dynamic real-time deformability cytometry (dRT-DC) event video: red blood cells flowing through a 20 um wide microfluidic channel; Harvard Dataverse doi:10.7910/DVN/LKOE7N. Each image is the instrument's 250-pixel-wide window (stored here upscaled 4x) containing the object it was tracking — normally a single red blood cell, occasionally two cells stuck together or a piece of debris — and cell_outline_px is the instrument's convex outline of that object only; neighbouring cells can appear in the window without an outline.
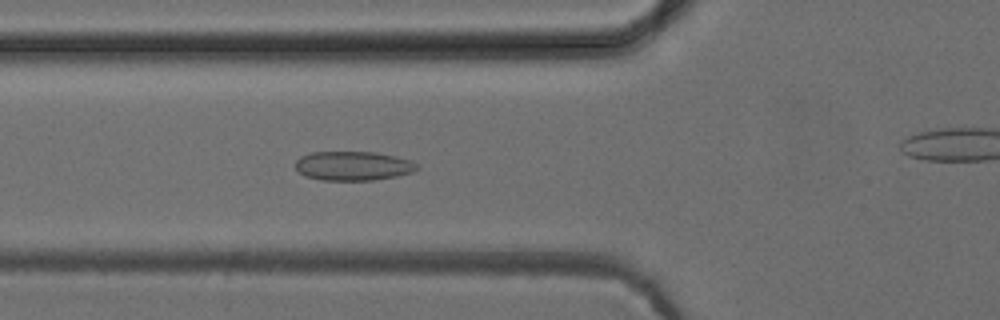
{"species": "common noctule bat (a hibernating species)", "species_latin": "Nyctalus noctula", "temperature_condition": "cold", "stored_images_in_passage": 52, "camera_frame_rate_fps": 3000, "um_per_image_px": 0.085, "animal": {"sex": "female", "body_mass_g": 24.6, "forearm_length_mm": 56.2}, "frame": {"image": 1, "passage_image": 18, "time_ms": 5.667, "image_size_px": [1000, 320], "cell_outline_px": [[420, 168], [412, 172], [396, 176], [372, 180], [320, 180], [304, 176], [296, 168], [296, 160], [300, 156], [312, 152], [376, 152], [396, 156], [412, 160]], "centroid_in_image_um": [30.02, 14.09], "position_along_channel_um": 95.8, "area_um2": 20.75}}
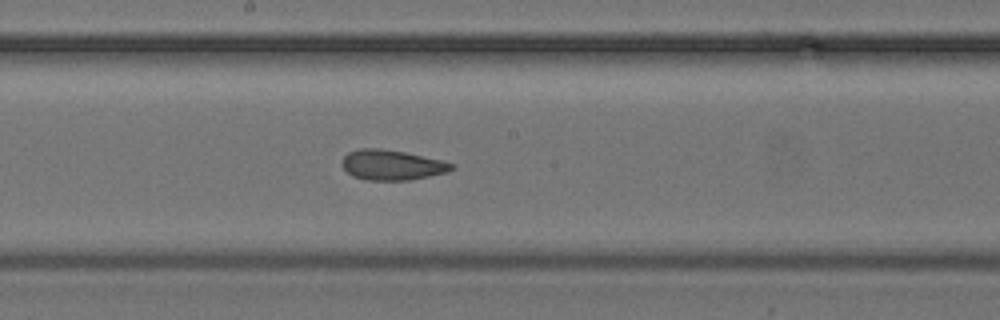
{"frame": {"image": 2, "passage_image": 27, "time_ms": 8.667, "image_size_px": [1000, 320], "cell_outline_px": [[456, 168], [448, 172], [408, 180], [364, 180], [352, 176], [344, 168], [344, 156], [348, 152], [360, 148], [380, 148], [404, 152], [440, 160], [456, 164]], "centroid_in_image_um": [33.34, 14.02], "position_along_channel_um": 214.9, "area_um2": 19.13}}
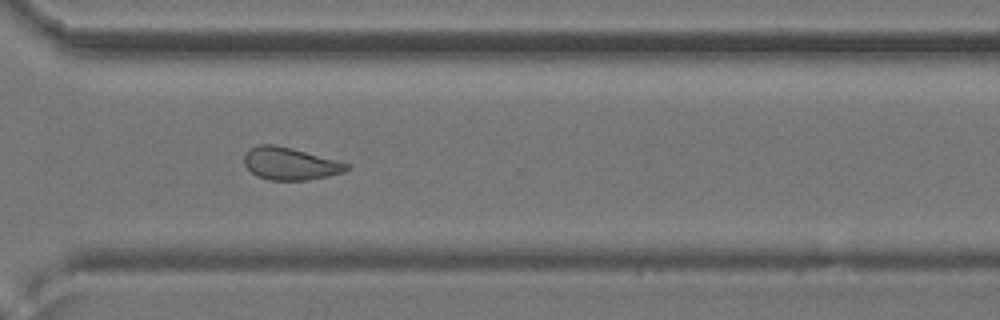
{"frame": {"image": 3, "passage_image": 37, "time_ms": 12.0, "image_size_px": [1000, 320], "cell_outline_px": [[352, 168], [344, 172], [328, 176], [308, 180], [268, 180], [256, 176], [244, 164], [244, 152], [260, 144], [276, 144], [292, 148], [352, 164]], "centroid_in_image_um": [24.69, 13.91], "position_along_channel_um": 345.9, "area_um2": 19.59}, "authors_computed_cell_mechanics": {"area_um2": 20.519, "velocity_mm_per_s": 3.9502, "shape_relaxation_time_tau1_ms": null, "shape_relaxation_time_tau2_ms": 2.6232, "deformation_change_tau1": null, "deformation_change_tau2": 0.0851}}